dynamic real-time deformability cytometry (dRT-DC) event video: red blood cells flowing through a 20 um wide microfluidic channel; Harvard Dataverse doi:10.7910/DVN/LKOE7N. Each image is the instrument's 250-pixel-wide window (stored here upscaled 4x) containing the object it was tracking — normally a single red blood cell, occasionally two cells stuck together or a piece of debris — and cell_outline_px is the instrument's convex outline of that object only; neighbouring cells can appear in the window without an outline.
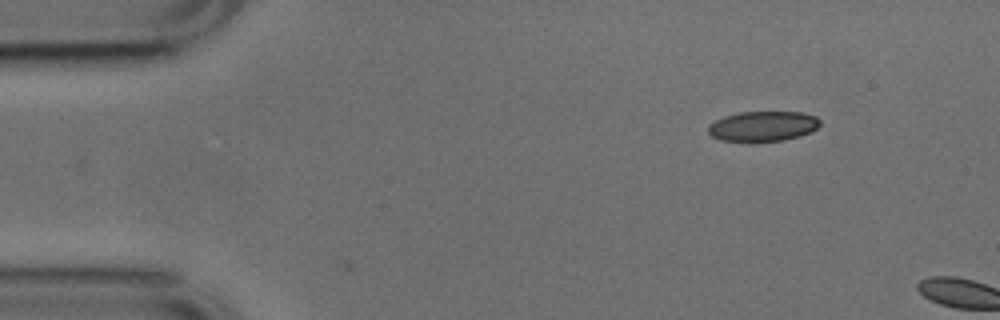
{"species": "common noctule bat (a hibernating species)", "species_latin": "Nyctalus noctula", "temperature_condition": "cold", "stored_images_in_passage": 2, "camera_frame_rate_fps": 3000, "um_per_image_px": 0.085, "animal": {"sex": "male", "body_mass_g": 17.9, "forearm_length_mm": 54.2}, "frame": {"image": 1, "passage_image": 1, "time_ms": 0.0, "image_size_px": [1000, 320], "cell_outline_px": [[820, 124], [812, 132], [800, 136], [784, 140], [752, 144], [748, 144], [720, 140], [712, 136], [708, 132], [708, 124], [724, 116], [740, 112], [804, 112], [816, 116], [820, 120]], "centroid_in_image_um": [64.83, 10.77], "position_along_channel_um": 20.2, "area_um2": 20.4}}